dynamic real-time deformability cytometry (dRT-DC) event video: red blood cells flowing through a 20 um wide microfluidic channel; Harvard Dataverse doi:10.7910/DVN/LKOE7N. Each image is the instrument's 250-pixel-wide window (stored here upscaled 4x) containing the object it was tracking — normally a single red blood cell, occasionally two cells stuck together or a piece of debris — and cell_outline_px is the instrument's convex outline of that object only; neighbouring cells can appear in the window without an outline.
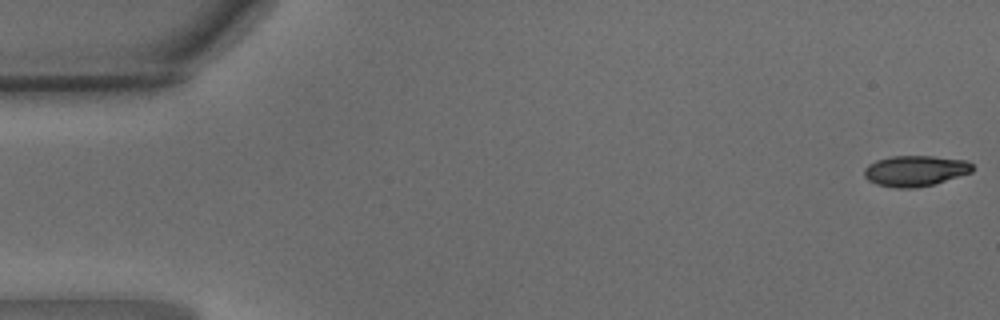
{"species": "common noctule bat (a hibernating species)", "species_latin": "Nyctalus noctula", "temperature_condition": "warm", "stored_images_in_passage": 50, "camera_frame_rate_fps": 3000, "um_per_image_px": 0.085, "animal": {"sex": "male", "body_mass_g": 15.6}, "frame": {"image": 1, "passage_image": 1, "time_ms": 0.0, "image_size_px": [1000, 320], "cell_outline_px": [[972, 172], [932, 184], [916, 188], [896, 188], [876, 184], [868, 180], [864, 176], [864, 168], [868, 164], [876, 160], [892, 156], [932, 156], [968, 160], [972, 164]], "centroid_in_image_um": [77.77, 14.51], "position_along_channel_um": 7.2, "area_um2": 19.36}}
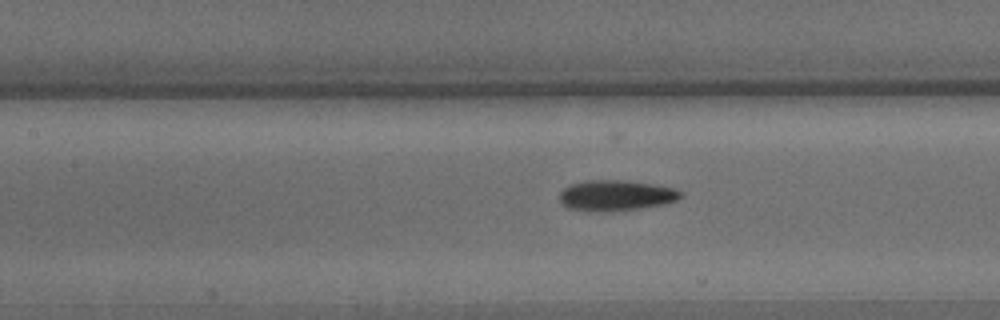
{"frame": {"image": 2, "passage_image": 22, "time_ms": 7.0, "image_size_px": [1000, 320], "cell_outline_px": [[684, 196], [676, 200], [664, 204], [640, 208], [608, 212], [588, 212], [568, 208], [560, 204], [560, 192], [564, 188], [572, 184], [584, 180], [624, 180], [652, 184], [676, 188]], "centroid_in_image_um": [52.32, 16.62], "position_along_channel_um": 155.1, "area_um2": 21.91}}
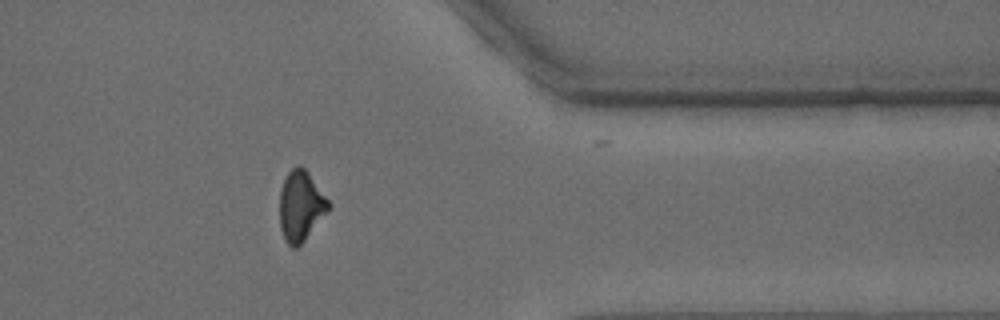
{"frame": {"image": 3, "passage_image": 40, "time_ms": 13.0, "image_size_px": [1000, 320], "cell_outline_px": [[332, 204], [304, 240], [296, 248], [292, 248], [284, 240], [280, 228], [280, 192], [284, 180], [288, 172], [296, 164], [300, 164], [308, 172]], "centroid_in_image_um": [25.55, 17.48], "position_along_channel_um": 385.9, "area_um2": 19.83}, "authors_computed_cell_mechanics": {"area_um2": 20.3456, "velocity_mm_per_s": 4.1149, "shape_relaxation_time_tau1_ms": 3.6389, "shape_relaxation_time_tau2_ms": 1.8784, "deformation_change_tau1": 0.165, "deformation_change_tau2": 0.093}}